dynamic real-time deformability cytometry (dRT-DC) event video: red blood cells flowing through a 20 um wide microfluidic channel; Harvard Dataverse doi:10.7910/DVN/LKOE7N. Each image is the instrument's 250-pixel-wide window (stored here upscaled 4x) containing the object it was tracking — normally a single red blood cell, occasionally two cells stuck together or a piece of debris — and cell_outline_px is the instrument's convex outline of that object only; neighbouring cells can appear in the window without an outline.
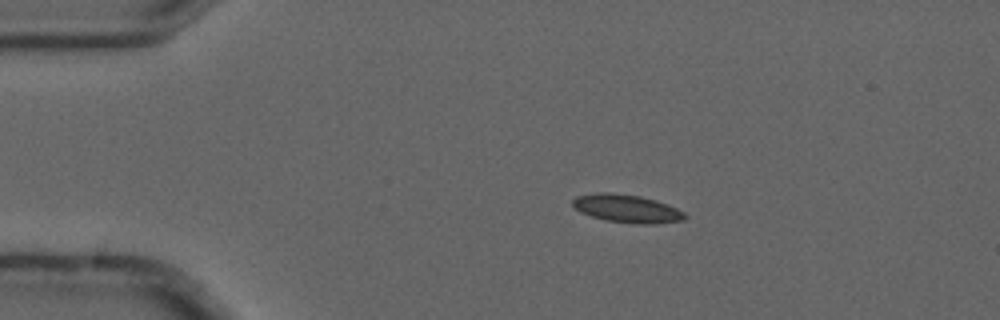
{"species": "common noctule bat (a hibernating species)", "species_latin": "Nyctalus noctula", "temperature_condition": "cold", "stored_images_in_passage": 6, "camera_frame_rate_fps": 3000, "um_per_image_px": 0.085, "animal": {"sex": "male", "forearm_length_mm": 52.5}, "frame": {"image": 1, "passage_image": 3, "time_ms": 0.667, "image_size_px": [1000, 320], "cell_outline_px": [[688, 216], [684, 220], [656, 224], [632, 224], [604, 220], [580, 212], [572, 204], [572, 200], [576, 196], [596, 192], [608, 192], [640, 196], [656, 200], [668, 204], [684, 212]], "centroid_in_image_um": [53.3, 17.73], "position_along_channel_um": 31.7, "area_um2": 18.55}}
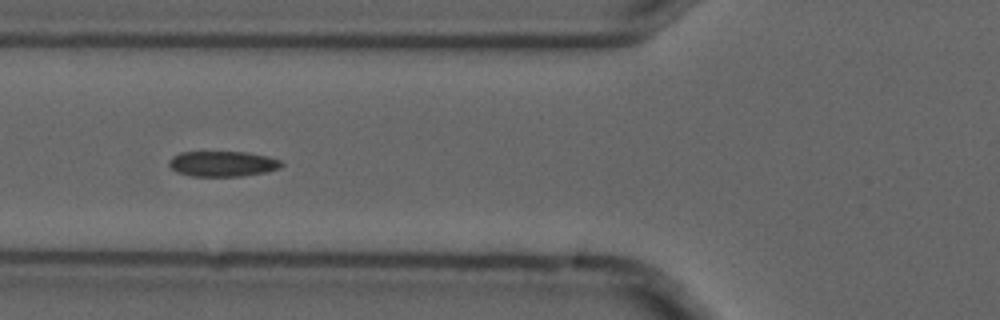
{"frame": {"image": 2, "passage_image": 6, "time_ms": 1.667, "image_size_px": [1000, 320], "cell_outline_px": [[284, 164], [280, 168], [264, 172], [240, 176], [192, 176], [176, 172], [168, 164], [168, 160], [172, 156], [180, 152], [248, 152], [268, 156], [280, 160]], "centroid_in_image_um": [18.91, 13.91], "position_along_channel_um": 106.9, "area_um2": 16.7}}